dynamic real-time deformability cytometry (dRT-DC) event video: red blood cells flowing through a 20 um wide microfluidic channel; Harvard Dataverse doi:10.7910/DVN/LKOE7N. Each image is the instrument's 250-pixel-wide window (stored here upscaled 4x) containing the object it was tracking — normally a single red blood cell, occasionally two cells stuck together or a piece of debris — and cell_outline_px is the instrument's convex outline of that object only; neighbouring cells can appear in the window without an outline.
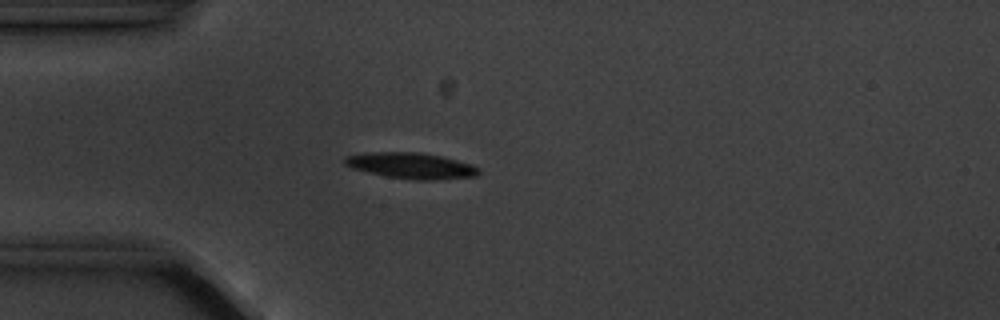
{"species": "common noctule bat (a hibernating species)", "species_latin": "Nyctalus noctula", "temperature_condition": "cold", "stored_images_in_passage": 4, "camera_frame_rate_fps": 3000, "um_per_image_px": 0.085, "animal": {"sex": "male", "body_mass_g": 20.1, "forearm_length_mm": 53.5}, "frame": {"image": 1, "passage_image": 3, "time_ms": 2.333, "image_size_px": [1000, 320], "cell_outline_px": [[480, 172], [476, 176], [428, 180], [416, 180], [388, 176], [352, 168], [344, 164], [344, 156], [364, 152], [420, 152], [440, 156], [472, 164], [480, 168]], "centroid_in_image_um": [34.94, 14.06], "position_along_channel_um": 50.1, "area_um2": 20.11}}